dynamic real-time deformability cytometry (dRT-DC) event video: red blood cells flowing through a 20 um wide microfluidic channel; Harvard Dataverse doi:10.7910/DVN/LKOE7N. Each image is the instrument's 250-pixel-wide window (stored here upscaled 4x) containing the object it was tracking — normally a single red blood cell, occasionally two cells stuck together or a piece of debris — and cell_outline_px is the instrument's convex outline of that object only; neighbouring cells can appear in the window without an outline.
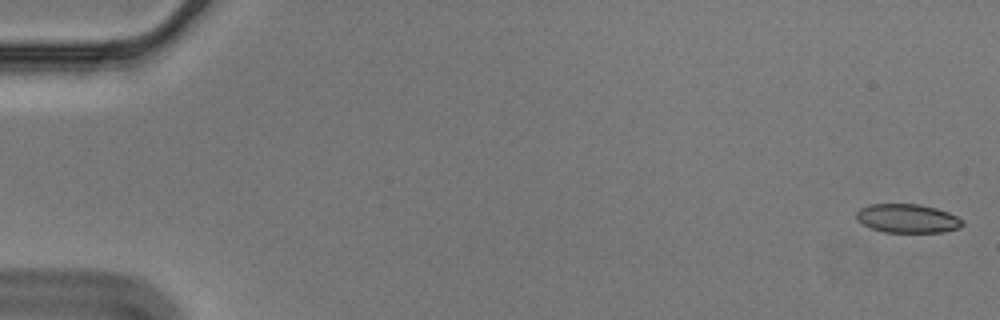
{"species": "Egyptian fruit bat (a non-hibernating species)", "species_latin": "Rousettus aegyptiacus", "temperature_condition": "cold", "stored_images_in_passage": 56, "camera_frame_rate_fps": 3000, "um_per_image_px": 0.085, "animal": {"sex": "male"}, "frame": {"image": 1, "passage_image": 1, "time_ms": 0.0, "image_size_px": [1000, 320], "cell_outline_px": [[964, 224], [960, 228], [944, 232], [884, 232], [872, 228], [856, 220], [856, 212], [860, 208], [868, 204], [920, 204], [936, 208], [948, 212], [964, 220]], "centroid_in_image_um": [77.15, 18.56], "position_along_channel_um": 7.8, "area_um2": 17.92}}
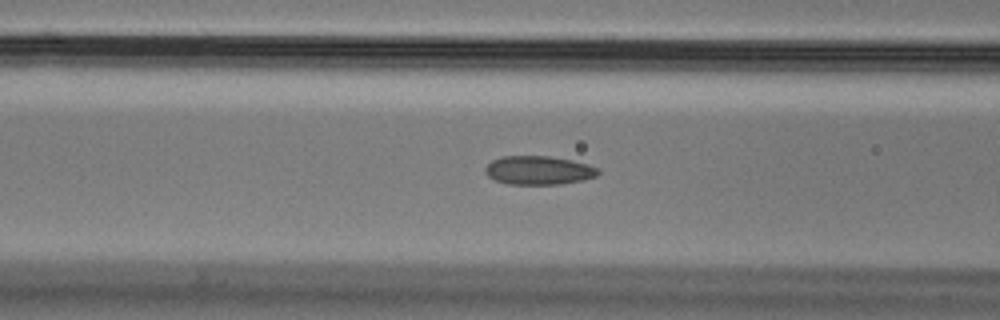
{"frame": {"image": 2, "passage_image": 23, "time_ms": 7.333, "image_size_px": [1000, 320], "cell_outline_px": [[600, 172], [596, 176], [584, 180], [560, 184], [508, 184], [496, 180], [488, 176], [484, 172], [484, 168], [492, 160], [504, 156], [548, 156], [572, 160], [588, 164], [600, 168]], "centroid_in_image_um": [45.8, 14.47], "position_along_channel_um": 120.8, "area_um2": 18.96}}
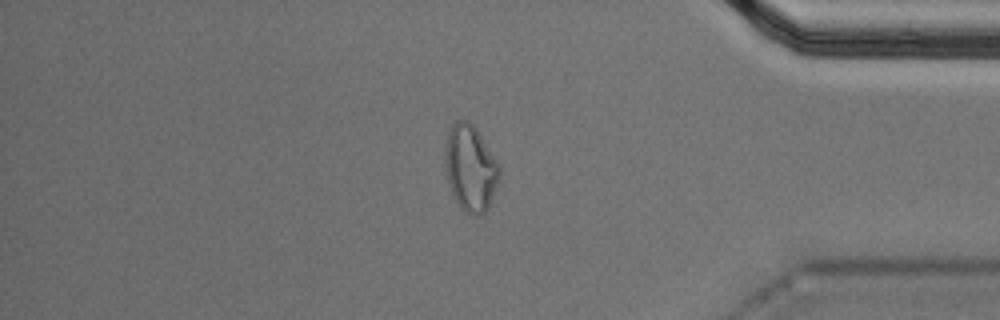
{"frame": {"image": 3, "passage_image": 48, "time_ms": 15.667, "image_size_px": [1000, 320], "cell_outline_px": [[500, 176], [488, 208], [480, 216], [472, 216], [464, 212], [460, 208], [448, 184], [444, 160], [444, 152], [448, 132], [452, 124], [456, 120], [468, 120], [476, 128], [496, 160], [500, 168]], "centroid_in_image_um": [39.97, 14.3], "position_along_channel_um": 395.2, "area_um2": 27.34}, "authors_computed_cell_mechanics": {"area_um2": 19.0451, "velocity_mm_per_s": 3.5689, "shape_relaxation_time_tau1_ms": null, "shape_relaxation_time_tau2_ms": 2.1005, "deformation_change_tau1": null, "deformation_change_tau2": 0.0728}}